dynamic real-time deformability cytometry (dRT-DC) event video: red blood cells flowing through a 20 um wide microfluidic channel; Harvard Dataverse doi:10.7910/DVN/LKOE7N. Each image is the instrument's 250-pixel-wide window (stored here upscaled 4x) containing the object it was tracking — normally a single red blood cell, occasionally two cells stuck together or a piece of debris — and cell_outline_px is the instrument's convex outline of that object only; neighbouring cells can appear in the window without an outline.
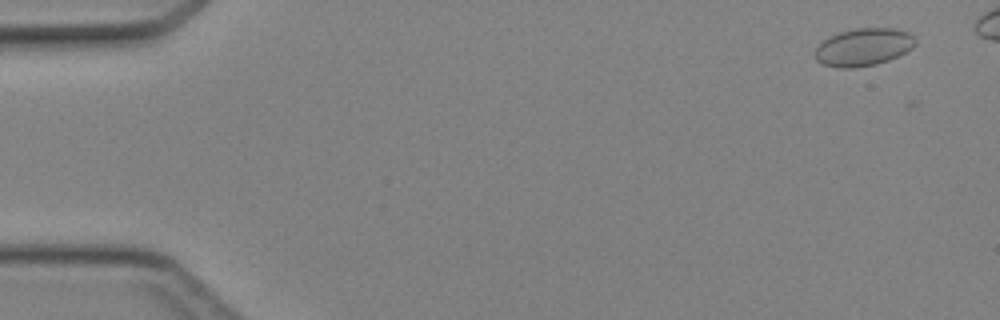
{"species": "Egyptian fruit bat (a non-hibernating species)", "species_latin": "Rousettus aegyptiacus", "temperature_condition": "cold", "stored_images_in_passage": 42, "camera_frame_rate_fps": 3000, "um_per_image_px": 0.085, "animal": {"sex": "female"}, "frame": {"image": 1, "passage_image": 3, "time_ms": 0.667, "image_size_px": [1000, 320], "cell_outline_px": [[916, 44], [912, 48], [888, 60], [876, 64], [852, 68], [840, 68], [824, 64], [816, 60], [812, 52], [828, 36], [840, 32], [856, 28], [896, 28], [908, 32], [916, 40]], "centroid_in_image_um": [73.37, 4.0], "position_along_channel_um": 11.6, "area_um2": 21.96}}
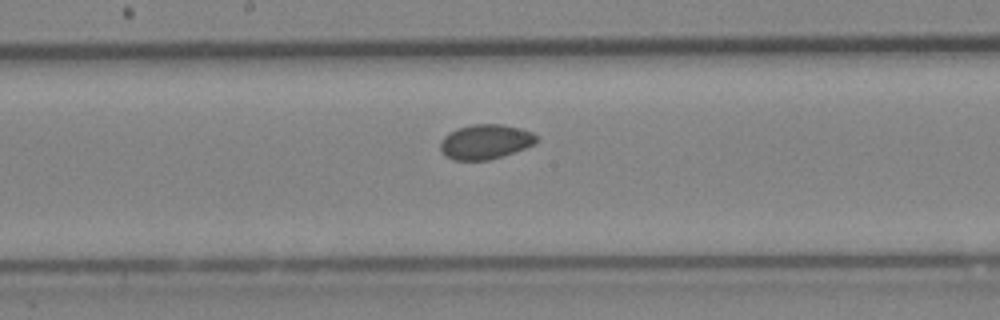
{"frame": {"image": 2, "passage_image": 25, "time_ms": 8.0, "image_size_px": [1000, 320], "cell_outline_px": [[540, 140], [536, 144], [488, 160], [452, 160], [440, 152], [440, 140], [448, 132], [456, 128], [472, 124], [504, 124], [520, 128], [532, 132]], "centroid_in_image_um": [41.23, 12.03], "position_along_channel_um": 207.0, "area_um2": 19.65}}
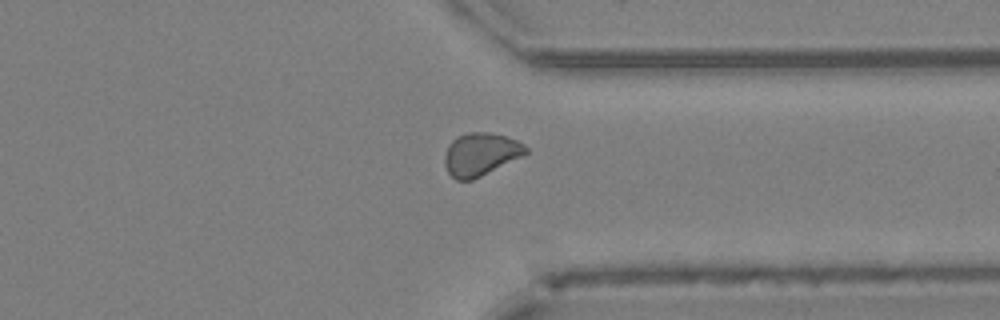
{"frame": {"image": 3, "passage_image": 36, "time_ms": 11.667, "image_size_px": [1000, 320], "cell_outline_px": [[528, 152], [472, 180], [456, 180], [448, 172], [444, 164], [444, 156], [448, 144], [456, 136], [468, 132], [488, 132], [504, 136], [516, 140], [524, 144], [528, 148]], "centroid_in_image_um": [40.8, 13.09], "position_along_channel_um": 370.6, "area_um2": 20.0}}